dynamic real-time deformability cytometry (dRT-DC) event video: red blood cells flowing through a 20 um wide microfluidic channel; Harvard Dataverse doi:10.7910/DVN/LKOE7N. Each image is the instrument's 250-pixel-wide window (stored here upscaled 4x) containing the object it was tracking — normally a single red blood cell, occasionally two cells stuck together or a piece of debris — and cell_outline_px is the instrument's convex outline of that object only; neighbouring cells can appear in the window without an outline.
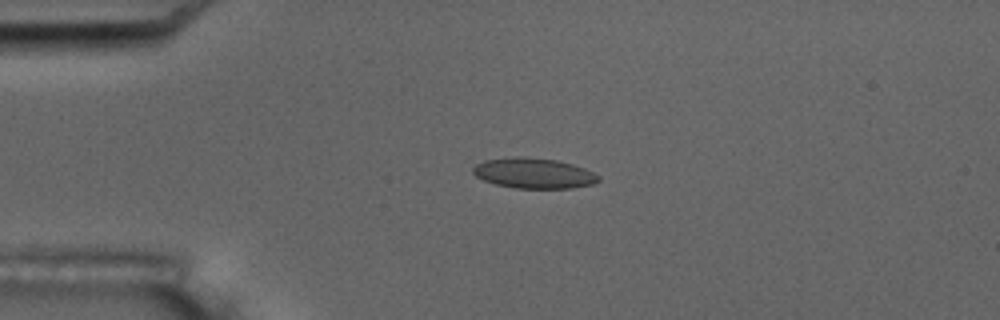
{"species": "common noctule bat (a hibernating species)", "species_latin": "Nyctalus noctula", "temperature_condition": "room temperature", "stored_images_in_passage": 5, "camera_frame_rate_fps": 3000, "um_per_image_px": 0.085, "animal": {"sex": "male", "body_mass_g": 17.5, "forearm_length_mm": 52.3}, "frame": {"image": 1, "passage_image": 4, "time_ms": 3.333, "image_size_px": [1000, 320], "cell_outline_px": [[600, 180], [592, 184], [572, 188], [516, 188], [496, 184], [484, 180], [476, 176], [472, 172], [472, 168], [476, 164], [484, 160], [520, 156], [524, 156], [556, 160], [572, 164], [584, 168], [600, 176]], "centroid_in_image_um": [45.36, 14.72], "position_along_channel_um": 39.6, "area_um2": 22.14}}